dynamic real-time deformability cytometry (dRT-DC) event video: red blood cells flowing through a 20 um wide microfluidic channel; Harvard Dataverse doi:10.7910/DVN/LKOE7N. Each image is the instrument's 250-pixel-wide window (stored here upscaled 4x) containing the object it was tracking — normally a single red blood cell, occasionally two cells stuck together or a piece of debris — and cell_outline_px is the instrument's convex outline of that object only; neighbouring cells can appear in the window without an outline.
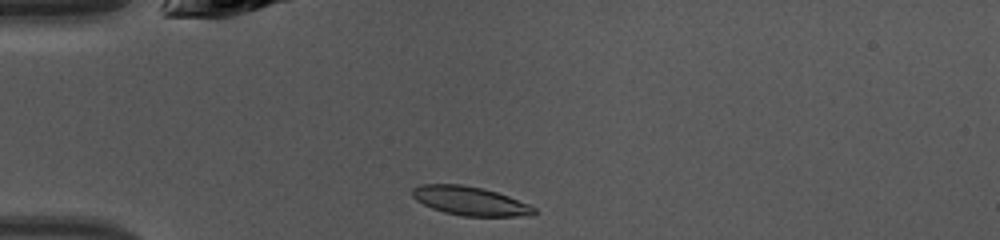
{"species": "common noctule bat (a hibernating species)", "species_latin": "Nyctalus noctula", "temperature_condition": "warm", "stored_images_in_passage": 35, "camera_frame_rate_fps": 3000, "um_per_image_px": 0.085, "animal": {"sex": "female", "body_mass_g": 10.0, "forearm_length_mm": 53.1}, "frame": {"image": 1, "passage_image": 1, "time_ms": 0.0, "image_size_px": [1000, 240], "cell_outline_px": [[536, 212], [532, 216], [464, 216], [444, 212], [432, 208], [416, 200], [412, 196], [412, 188], [420, 184], [460, 184], [484, 188], [508, 196], [528, 204], [536, 208]], "centroid_in_image_um": [39.96, 17.08], "position_along_channel_um": 45.0, "area_um2": 20.46}}
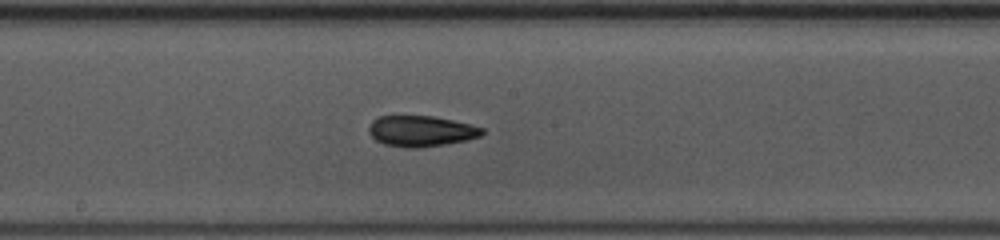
{"frame": {"image": 2, "passage_image": 14, "time_ms": 4.333, "image_size_px": [1000, 240], "cell_outline_px": [[484, 132], [480, 136], [464, 140], [444, 144], [416, 148], [408, 148], [384, 144], [376, 140], [368, 132], [368, 128], [372, 120], [380, 116], [432, 116], [452, 120], [484, 128]], "centroid_in_image_um": [35.75, 11.14], "position_along_channel_um": 212.4, "area_um2": 20.11}}
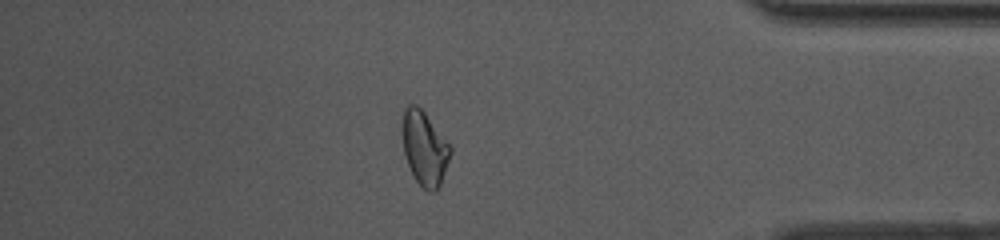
{"frame": {"image": 3, "passage_image": 29, "time_ms": 9.333, "image_size_px": [1000, 240], "cell_outline_px": [[452, 152], [440, 184], [436, 192], [428, 192], [416, 180], [408, 164], [404, 152], [400, 132], [400, 128], [404, 108], [408, 104], [416, 104], [424, 112], [452, 148]], "centroid_in_image_um": [36.05, 12.57], "position_along_channel_um": 399.2, "area_um2": 20.81}, "authors_computed_cell_mechanics": {"area_um2": 20.4612, "velocity_mm_per_s": 4.2903, "shape_relaxation_time_tau1_ms": 10.2302, "shape_relaxation_time_tau2_ms": 2.9903, "deformation_change_tau1": 0.2528, "deformation_change_tau2": 0.0938}}